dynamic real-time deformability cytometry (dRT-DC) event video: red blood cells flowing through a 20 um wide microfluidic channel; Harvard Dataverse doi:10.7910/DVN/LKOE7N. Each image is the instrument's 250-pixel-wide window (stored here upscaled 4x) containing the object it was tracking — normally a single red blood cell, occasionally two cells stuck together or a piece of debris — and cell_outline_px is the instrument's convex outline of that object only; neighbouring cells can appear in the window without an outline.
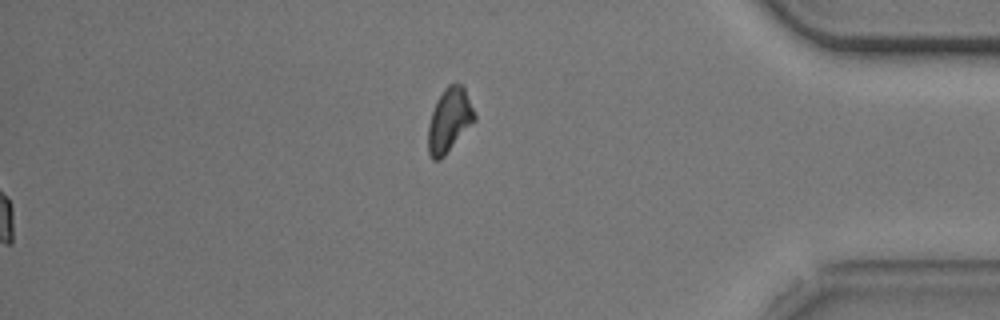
{"species": "common noctule bat (a hibernating species)", "species_latin": "Nyctalus noctula", "temperature_condition": "cold", "stored_images_in_passage": 56, "segment_of_instrument_passage": [2, 2], "camera_frame_rate_fps": 3000, "um_per_image_px": 0.085, "animal": {"sex": "male", "body_mass_g": 20.5, "forearm_length_mm": 52.5}, "frame": {"image": 1, "passage_image": 56, "time_ms": 18.333, "image_size_px": [1000, 320], "cell_outline_px": [[476, 120], [444, 156], [440, 160], [432, 160], [428, 152], [428, 124], [436, 100], [444, 88], [448, 84], [456, 80], [464, 84], [476, 116]], "centroid_in_image_um": [38.2, 10.16], "position_along_channel_um": 397.0, "area_um2": 17.69}}